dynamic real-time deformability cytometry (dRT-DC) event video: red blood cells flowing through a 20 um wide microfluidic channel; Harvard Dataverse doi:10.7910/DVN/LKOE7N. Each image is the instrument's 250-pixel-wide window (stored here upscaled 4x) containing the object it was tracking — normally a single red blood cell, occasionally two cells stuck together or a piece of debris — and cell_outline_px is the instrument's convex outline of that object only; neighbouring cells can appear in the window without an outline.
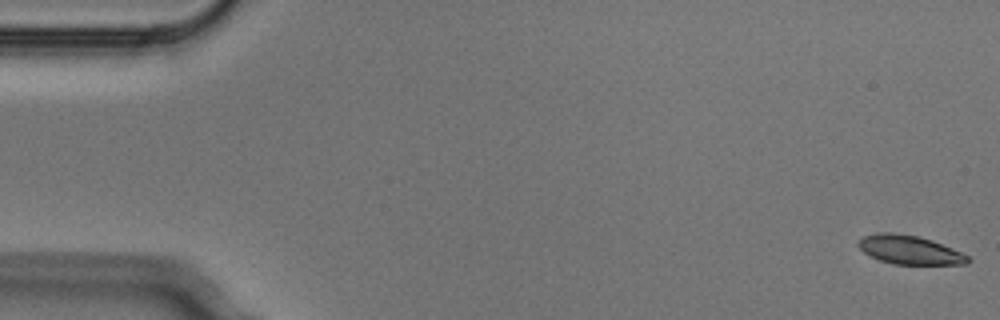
{"species": "Egyptian fruit bat (a non-hibernating species)", "species_latin": "Rousettus aegyptiacus", "temperature_condition": "cold", "stored_images_in_passage": 6, "segment_of_instrument_passage": [1, 2], "camera_frame_rate_fps": 3000, "um_per_image_px": 0.085, "animal": {"sex": "male"}, "frame": {"image": 1, "passage_image": 1, "time_ms": 0.0, "image_size_px": [1000, 320], "cell_outline_px": [[972, 260], [968, 264], [892, 264], [880, 260], [864, 252], [856, 244], [856, 240], [864, 236], [880, 232], [892, 232], [916, 236], [932, 240], [960, 252], [968, 256]], "centroid_in_image_um": [77.29, 21.23], "position_along_channel_um": 7.7, "area_um2": 18.26}}